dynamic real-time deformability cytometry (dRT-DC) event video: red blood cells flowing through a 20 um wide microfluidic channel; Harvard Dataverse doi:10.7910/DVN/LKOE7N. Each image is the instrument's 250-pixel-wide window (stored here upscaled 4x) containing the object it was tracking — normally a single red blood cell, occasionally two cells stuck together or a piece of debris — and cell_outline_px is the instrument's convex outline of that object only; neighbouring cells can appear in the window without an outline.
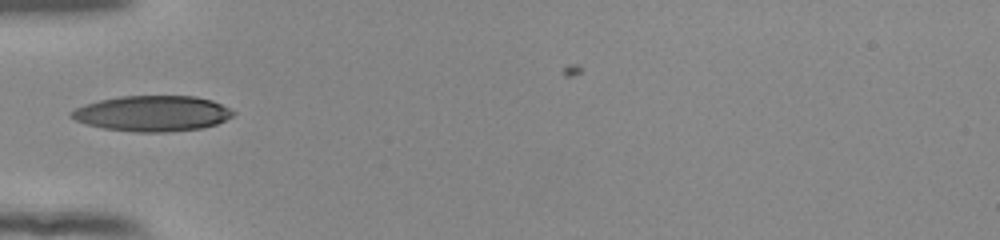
{"species": "human", "species_latin": "Homo sapiens", "temperature_condition": "room temperature", "stored_images_in_passage": 34, "camera_frame_rate_fps": 3000, "um_per_image_px": 0.085, "donor": {"sex": "female"}, "frame": {"image": 1, "passage_image": 1, "time_ms": 0.0, "image_size_px": [1000, 240], "cell_outline_px": [[236, 112], [232, 116], [216, 124], [200, 128], [168, 132], [136, 132], [104, 128], [88, 124], [76, 120], [68, 116], [68, 112], [84, 104], [100, 100], [120, 96], [196, 96], [212, 100]], "centroid_in_image_um": [12.93, 9.64], "position_along_channel_um": 72.1, "area_um2": 33.47}}
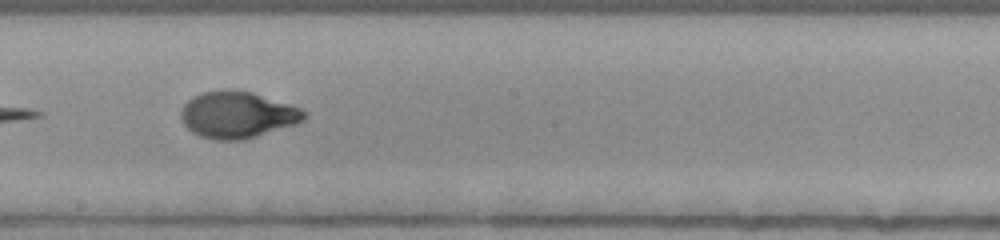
{"frame": {"image": 2, "passage_image": 13, "time_ms": 4.0, "image_size_px": [1000, 240], "cell_outline_px": [[308, 116], [304, 120], [296, 124], [244, 140], [216, 140], [200, 136], [192, 132], [184, 124], [180, 116], [180, 112], [184, 104], [192, 96], [200, 92], [228, 88], [236, 88], [252, 92], [300, 108], [308, 112]], "centroid_in_image_um": [20.17, 9.74], "position_along_channel_um": 228.0, "area_um2": 33.87}}
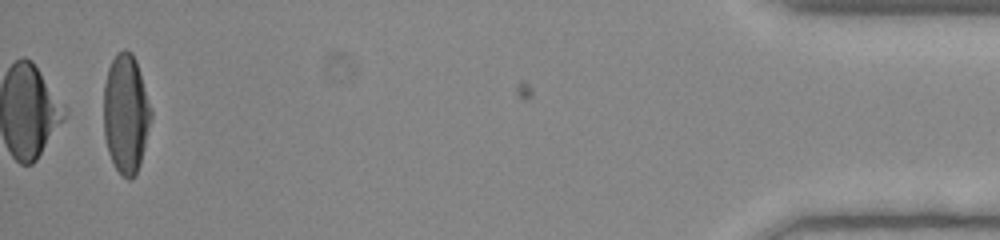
{"frame": {"image": 3, "passage_image": 34, "time_ms": 11.0, "image_size_px": [1000, 240], "cell_outline_px": [[152, 116], [140, 164], [136, 172], [128, 180], [120, 176], [108, 152], [104, 136], [104, 84], [108, 68], [112, 60], [124, 48], [132, 52], [136, 60], [152, 108]], "centroid_in_image_um": [10.7, 9.66], "position_along_channel_um": 424.5, "area_um2": 32.89}, "authors_computed_cell_mechanics": {"area_um2": 33.0038, "velocity_mm_per_s": 3.8998, "shape_relaxation_time_tau1_ms": 3.3004, "shape_relaxation_time_tau2_ms": null, "deformation_change_tau1": 0.1996, "deformation_change_tau2": null}}